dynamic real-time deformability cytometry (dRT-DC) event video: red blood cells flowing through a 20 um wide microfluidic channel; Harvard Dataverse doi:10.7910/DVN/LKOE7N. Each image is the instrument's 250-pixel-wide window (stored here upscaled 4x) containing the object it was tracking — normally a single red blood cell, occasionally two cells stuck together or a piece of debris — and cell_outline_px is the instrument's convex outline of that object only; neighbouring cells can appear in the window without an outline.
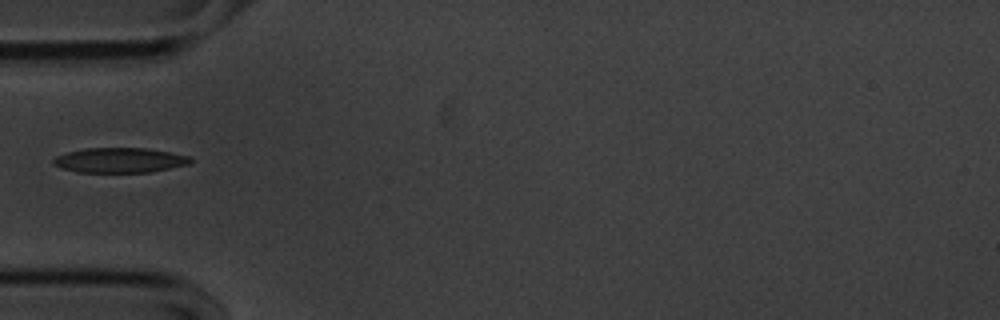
{"species": "common noctule bat (a hibernating species)", "species_latin": "Nyctalus noctula", "temperature_condition": "cold", "stored_images_in_passage": 23, "camera_frame_rate_fps": 3000, "um_per_image_px": 0.085, "animal": {"sex": "male", "body_mass_g": 20.1, "forearm_length_mm": 53.5}, "frame": {"image": 1, "passage_image": 1, "time_ms": 0.0, "image_size_px": [1000, 320], "cell_outline_px": [[192, 160], [188, 164], [152, 172], [76, 172], [52, 164], [52, 160], [56, 156], [68, 152], [84, 148], [148, 148], [192, 156]], "centroid_in_image_um": [10.2, 13.61], "position_along_channel_um": 74.8, "area_um2": 19.94}}
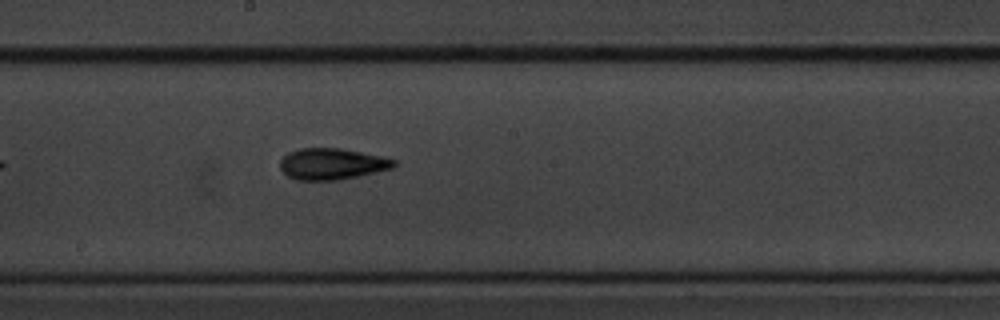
{"frame": {"image": 2, "passage_image": 13, "time_ms": 4.0, "image_size_px": [1000, 320], "cell_outline_px": [[396, 164], [392, 168], [356, 176], [336, 180], [296, 180], [288, 176], [280, 168], [280, 160], [288, 152], [300, 148], [340, 148], [380, 156], [396, 160]], "centroid_in_image_um": [28.17, 13.93], "position_along_channel_um": 220.0, "area_um2": 20.52}}
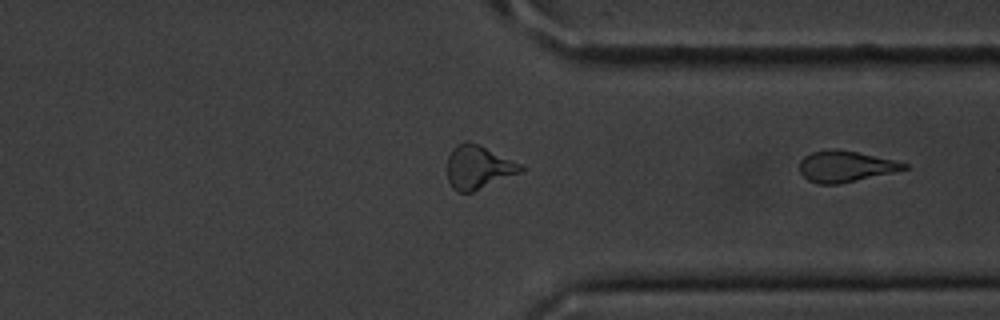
{"frame": {"image": 3, "passage_image": 23, "time_ms": 7.333, "image_size_px": [1000, 320], "cell_outline_px": [[908, 168], [892, 172], [840, 184], [816, 184], [808, 180], [800, 172], [800, 160], [804, 156], [812, 152], [836, 148], [896, 160], [908, 164]], "centroid_in_image_um": [71.84, 14.14], "position_along_channel_um": 339.6, "area_um2": 18.84}}